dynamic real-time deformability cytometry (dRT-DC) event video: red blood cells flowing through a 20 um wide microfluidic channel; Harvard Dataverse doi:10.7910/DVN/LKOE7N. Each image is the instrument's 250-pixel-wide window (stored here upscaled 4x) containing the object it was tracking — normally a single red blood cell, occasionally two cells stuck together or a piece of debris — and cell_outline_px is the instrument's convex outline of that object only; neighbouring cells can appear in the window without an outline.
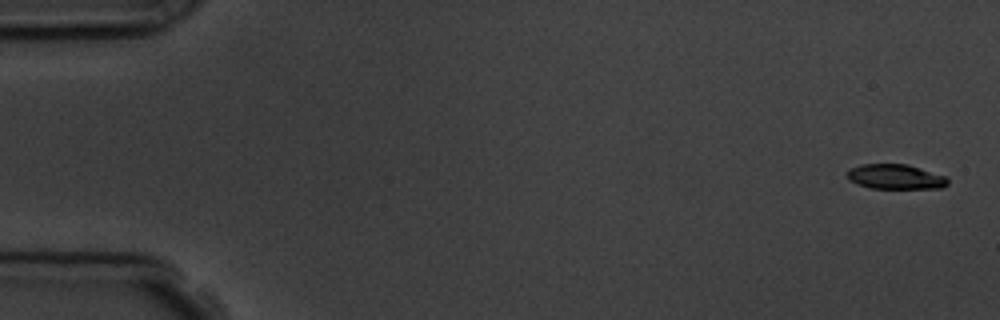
{"species": "common noctule bat (a hibernating species)", "species_latin": "Nyctalus noctula", "temperature_condition": "room temperature", "stored_images_in_passage": 6, "camera_frame_rate_fps": 3000, "um_per_image_px": 0.085, "animal": {"sex": "male", "body_mass_g": 19.5, "forearm_length_mm": 54.6}, "frame": {"image": 1, "passage_image": 1, "time_ms": 0.0, "image_size_px": [1000, 320], "cell_outline_px": [[948, 184], [944, 188], [872, 188], [856, 184], [848, 180], [844, 172], [860, 164], [908, 164], [948, 176]], "centroid_in_image_um": [76.12, 15.02], "position_along_channel_um": 8.9, "area_um2": 14.85}}
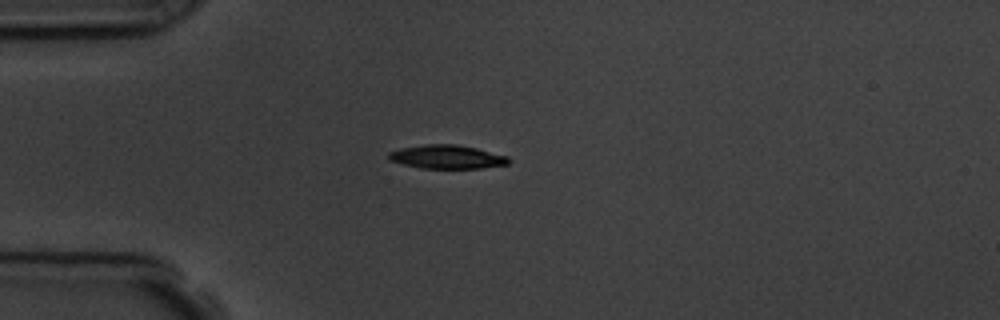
{"frame": {"image": 2, "passage_image": 4, "time_ms": 4.333, "image_size_px": [1000, 320], "cell_outline_px": [[508, 164], [480, 168], [420, 168], [388, 160], [388, 152], [400, 148], [424, 144], [456, 144], [476, 148], [508, 156]], "centroid_in_image_um": [37.95, 13.33], "position_along_channel_um": 47.0, "area_um2": 16.47}}